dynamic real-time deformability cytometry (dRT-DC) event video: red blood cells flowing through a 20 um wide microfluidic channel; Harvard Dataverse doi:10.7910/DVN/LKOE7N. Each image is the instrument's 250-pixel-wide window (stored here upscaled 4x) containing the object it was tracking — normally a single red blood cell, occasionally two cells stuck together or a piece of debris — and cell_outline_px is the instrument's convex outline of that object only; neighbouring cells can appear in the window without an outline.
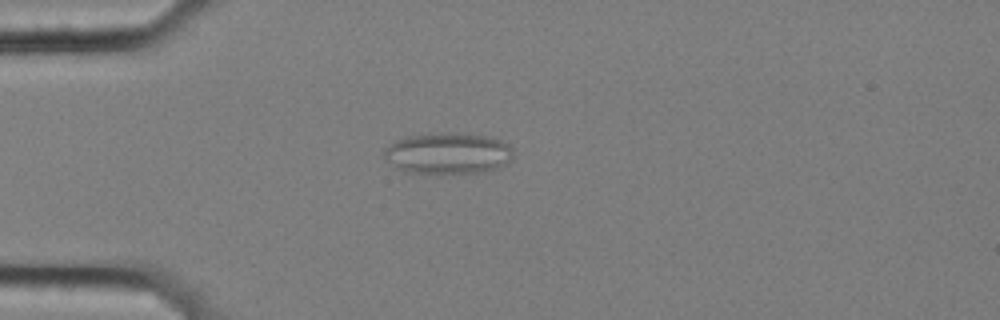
{"species": "common noctule bat (a hibernating species)", "species_latin": "Nyctalus noctula", "temperature_condition": "cold", "stored_images_in_passage": 31, "camera_frame_rate_fps": 3000, "um_per_image_px": 0.085, "animal": {"sex": "female", "body_mass_g": 25.1}, "frame": {"image": 1, "passage_image": 1, "time_ms": 0.0, "image_size_px": [1000, 320], "cell_outline_px": [[512, 160], [508, 164], [484, 172], [404, 172], [396, 168], [384, 156], [384, 148], [396, 140], [408, 136], [448, 132], [452, 132], [488, 136], [500, 140], [508, 144], [512, 148]], "centroid_in_image_um": [38.1, 13.02], "position_along_channel_um": 46.9, "area_um2": 30.87}}
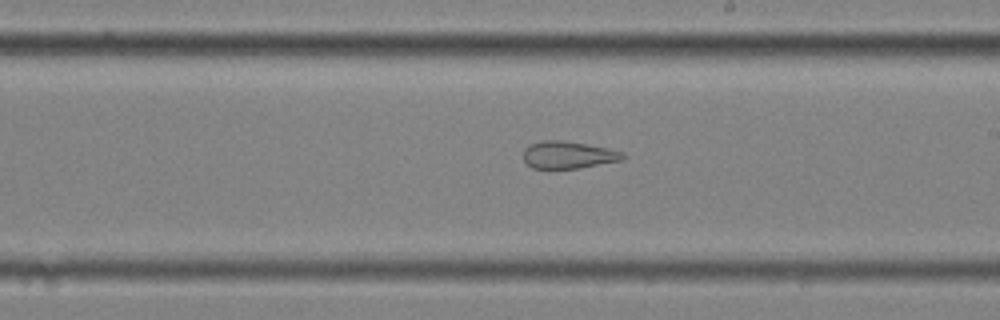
{"frame": {"image": 2, "passage_image": 19, "time_ms": 6.0, "image_size_px": [1000, 320], "cell_outline_px": [[628, 156], [620, 160], [580, 168], [532, 168], [524, 160], [524, 148], [540, 140], [560, 140], [608, 148], [624, 152]], "centroid_in_image_um": [48.31, 13.16], "position_along_channel_um": 240.7, "area_um2": 15.66}}
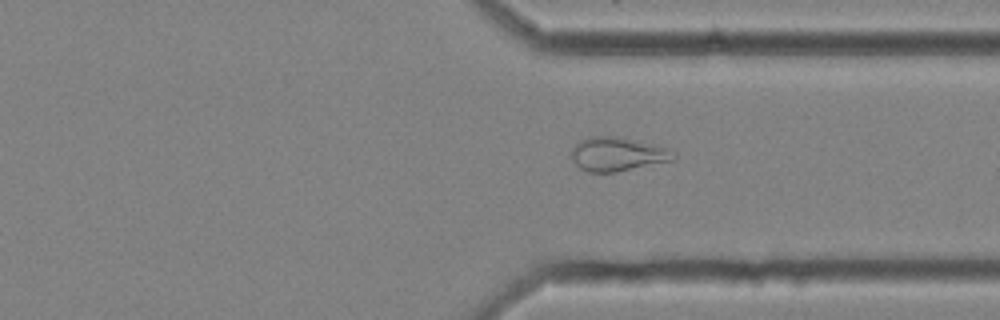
{"frame": {"image": 3, "passage_image": 29, "time_ms": 9.333, "image_size_px": [1000, 320], "cell_outline_px": [[676, 160], [616, 172], [588, 172], [580, 168], [568, 156], [568, 152], [580, 140], [588, 136], [616, 136], [652, 144], [668, 148], [676, 152]], "centroid_in_image_um": [52.46, 13.1], "position_along_channel_um": 358.9, "area_um2": 20.52}, "authors_computed_cell_mechanics": {"area_um2": 17.8602, "velocity_mm_per_s": 3.5285, "shape_relaxation_time_tau1_ms": null, "shape_relaxation_time_tau2_ms": 2.9302, "deformation_change_tau1": null, "deformation_change_tau2": 0.1119}}